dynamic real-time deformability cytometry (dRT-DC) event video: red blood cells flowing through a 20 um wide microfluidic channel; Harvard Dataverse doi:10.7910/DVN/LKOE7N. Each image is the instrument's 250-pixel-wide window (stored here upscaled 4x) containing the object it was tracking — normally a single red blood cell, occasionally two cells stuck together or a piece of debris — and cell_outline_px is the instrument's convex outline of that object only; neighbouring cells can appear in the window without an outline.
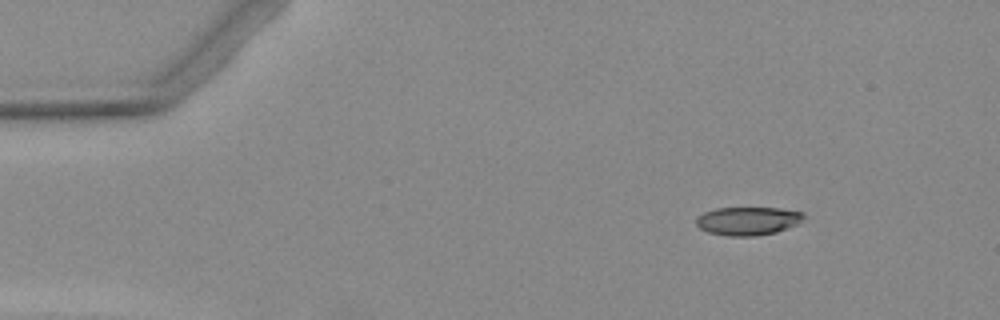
{"species": "Egyptian fruit bat (a non-hibernating species)", "species_latin": "Rousettus aegyptiacus", "temperature_condition": "warm", "stored_images_in_passage": 6, "camera_frame_rate_fps": 3000, "um_per_image_px": 0.085, "animal": {"sex": "female"}, "frame": {"image": 1, "passage_image": 1, "time_ms": 0.0, "image_size_px": [1000, 320], "cell_outline_px": [[808, 216], [800, 224], [776, 232], [756, 236], [728, 236], [708, 232], [700, 228], [696, 224], [696, 216], [704, 212], [716, 208], [780, 208], [804, 212]], "centroid_in_image_um": [63.63, 18.77], "position_along_channel_um": 21.4, "area_um2": 18.09}}
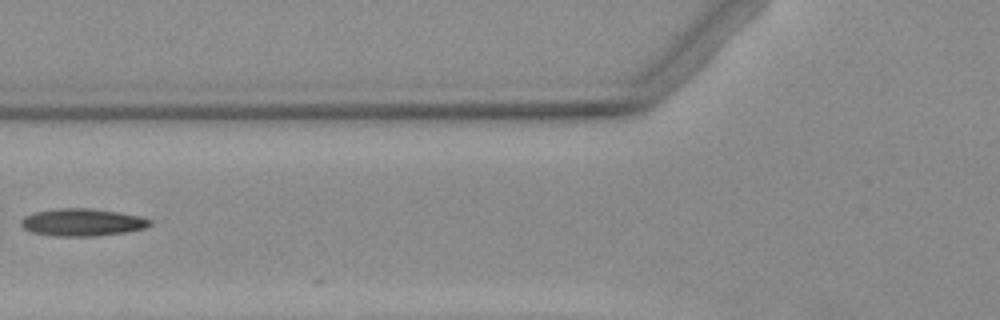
{"frame": {"image": 2, "passage_image": 5, "time_ms": 4.667, "image_size_px": [1000, 320], "cell_outline_px": [[152, 224], [144, 228], [124, 232], [96, 236], [52, 236], [32, 232], [24, 228], [20, 224], [20, 220], [24, 216], [36, 212], [56, 208], [92, 208], [120, 212], [140, 216], [152, 220]], "centroid_in_image_um": [6.99, 18.89], "position_along_channel_um": 118.8, "area_um2": 20.69}}
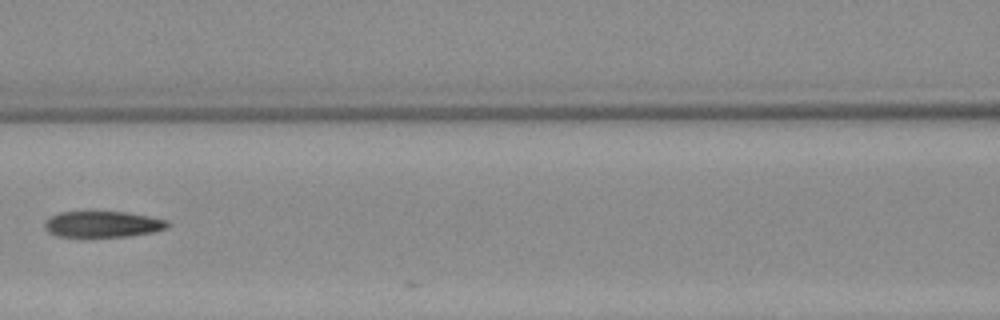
{"frame": {"image": 3, "passage_image": 6, "time_ms": 5.667, "image_size_px": [1000, 320], "cell_outline_px": [[172, 224], [168, 228], [152, 232], [128, 236], [56, 236], [48, 232], [44, 228], [44, 224], [52, 216], [60, 212], [124, 212], [148, 216], [168, 220]], "centroid_in_image_um": [8.77, 19.06], "position_along_channel_um": 157.8, "area_um2": 18.5}}